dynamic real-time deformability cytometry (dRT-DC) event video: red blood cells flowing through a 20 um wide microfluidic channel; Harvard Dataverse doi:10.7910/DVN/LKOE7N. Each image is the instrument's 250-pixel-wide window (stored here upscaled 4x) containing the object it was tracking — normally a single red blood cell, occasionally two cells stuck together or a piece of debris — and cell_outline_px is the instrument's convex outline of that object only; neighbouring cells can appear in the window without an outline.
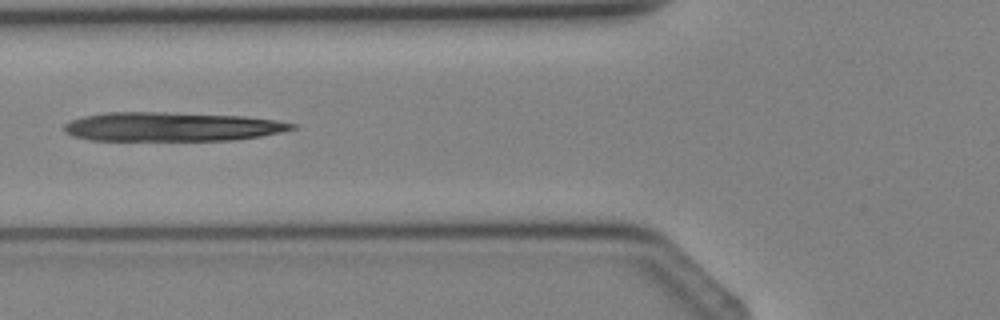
{"species": "Egyptian fruit bat (a non-hibernating species)", "species_latin": "Rousettus aegyptiacus", "temperature_condition": "cold", "stored_images_in_passage": 4, "camera_frame_rate_fps": 3000, "um_per_image_px": 0.085, "animal": {"sex": "female"}, "frame": {"image": 1, "passage_image": 4, "time_ms": 4.333, "image_size_px": [1000, 320], "cell_outline_px": [[296, 128], [280, 132], [260, 136], [232, 140], [88, 140], [72, 136], [64, 132], [64, 124], [72, 120], [84, 116], [108, 112], [164, 112], [244, 116], [276, 120], [296, 124]], "centroid_in_image_um": [14.57, 10.77], "position_along_channel_um": 111.2, "area_um2": 38.49}}